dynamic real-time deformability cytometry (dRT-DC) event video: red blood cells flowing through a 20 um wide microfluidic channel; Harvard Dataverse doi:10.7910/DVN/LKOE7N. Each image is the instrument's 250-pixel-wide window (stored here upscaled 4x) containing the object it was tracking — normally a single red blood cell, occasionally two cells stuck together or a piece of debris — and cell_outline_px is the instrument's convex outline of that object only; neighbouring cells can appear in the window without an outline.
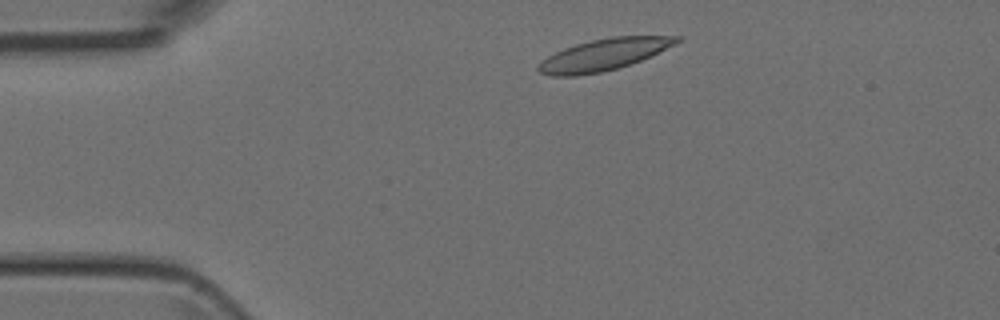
{"species": "Egyptian fruit bat (a non-hibernating species)", "species_latin": "Rousettus aegyptiacus", "temperature_condition": "room temperature", "stored_images_in_passage": 44, "camera_frame_rate_fps": 3000, "um_per_image_px": 0.085, "animal": {"sex": "female"}, "frame": {"image": 1, "passage_image": 4, "time_ms": 1.0, "image_size_px": [1000, 320], "cell_outline_px": [[680, 40], [676, 44], [640, 60], [616, 68], [600, 72], [572, 76], [552, 76], [540, 72], [536, 68], [548, 56], [564, 48], [576, 44], [592, 40], [612, 36], [680, 36]], "centroid_in_image_um": [51.31, 4.63], "position_along_channel_um": 33.7, "area_um2": 24.91}}
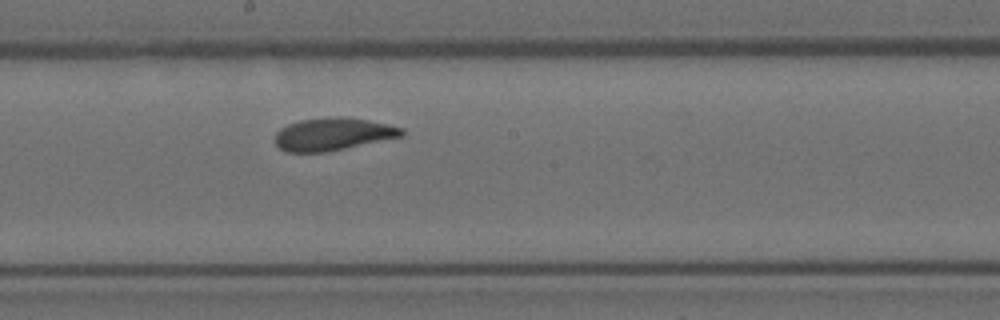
{"frame": {"image": 2, "passage_image": 21, "time_ms": 6.667, "image_size_px": [1000, 320], "cell_outline_px": [[404, 136], [324, 152], [288, 152], [280, 148], [272, 140], [276, 132], [280, 128], [288, 124], [300, 120], [332, 116], [340, 116], [368, 120], [388, 124], [404, 128]], "centroid_in_image_um": [28.27, 11.39], "position_along_channel_um": 219.9, "area_um2": 24.16}}
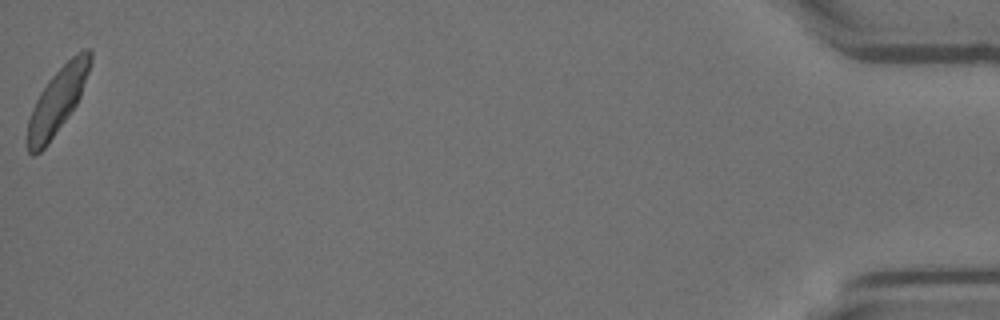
{"frame": {"image": 3, "passage_image": 44, "time_ms": 14.333, "image_size_px": [1000, 320], "cell_outline_px": [[92, 60], [80, 96], [76, 104], [68, 116], [48, 144], [40, 152], [32, 156], [28, 152], [28, 120], [32, 108], [40, 92], [48, 80], [76, 52], [84, 48], [92, 48]], "centroid_in_image_um": [4.89, 8.53], "position_along_channel_um": 430.3, "area_um2": 23.64}}